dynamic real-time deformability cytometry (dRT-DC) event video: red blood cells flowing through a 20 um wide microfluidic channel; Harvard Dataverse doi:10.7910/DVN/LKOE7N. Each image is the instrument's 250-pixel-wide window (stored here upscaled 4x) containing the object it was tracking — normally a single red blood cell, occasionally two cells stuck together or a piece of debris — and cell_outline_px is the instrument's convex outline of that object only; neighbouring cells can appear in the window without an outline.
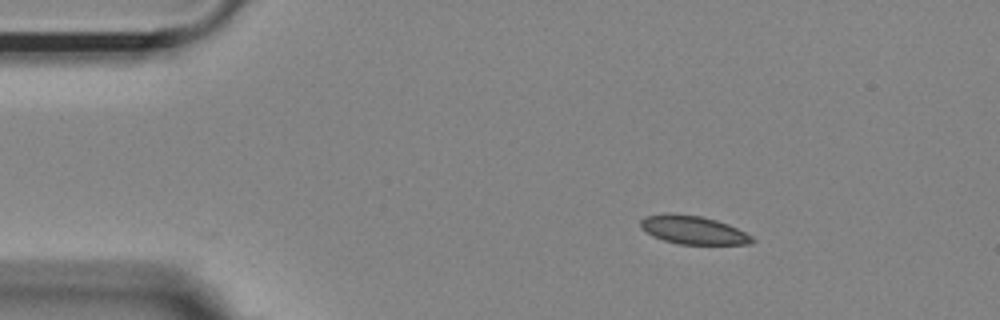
{"species": "Egyptian fruit bat (a non-hibernating species)", "species_latin": "Rousettus aegyptiacus", "temperature_condition": "room temperature", "stored_images_in_passage": 47, "camera_frame_rate_fps": 3000, "um_per_image_px": 0.085, "animal": {"sex": "female"}, "frame": {"image": 1, "passage_image": 1, "time_ms": 0.0, "image_size_px": [1000, 320], "cell_outline_px": [[756, 240], [752, 244], [680, 244], [664, 240], [652, 236], [640, 228], [640, 220], [644, 216], [700, 216], [716, 220], [728, 224], [752, 236]], "centroid_in_image_um": [58.97, 19.6], "position_along_channel_um": 26.0, "area_um2": 17.74}}
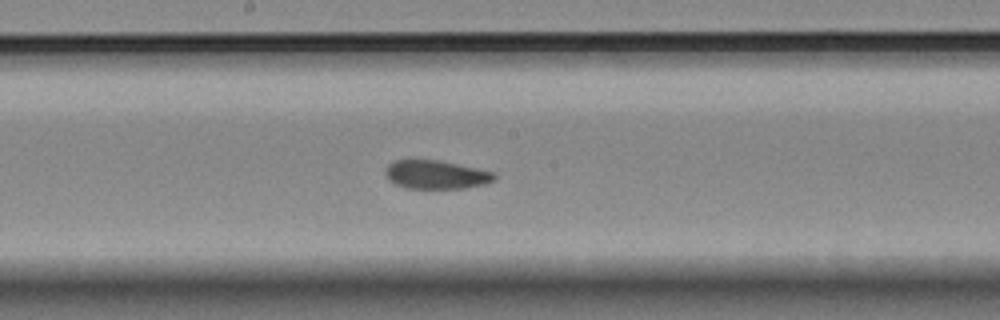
{"frame": {"image": 2, "passage_image": 21, "time_ms": 6.667, "image_size_px": [1000, 320], "cell_outline_px": [[496, 180], [484, 184], [464, 188], [404, 188], [388, 180], [384, 172], [384, 168], [392, 160], [440, 160], [496, 172]], "centroid_in_image_um": [37.05, 14.83], "position_along_channel_um": 211.1, "area_um2": 18.38}}
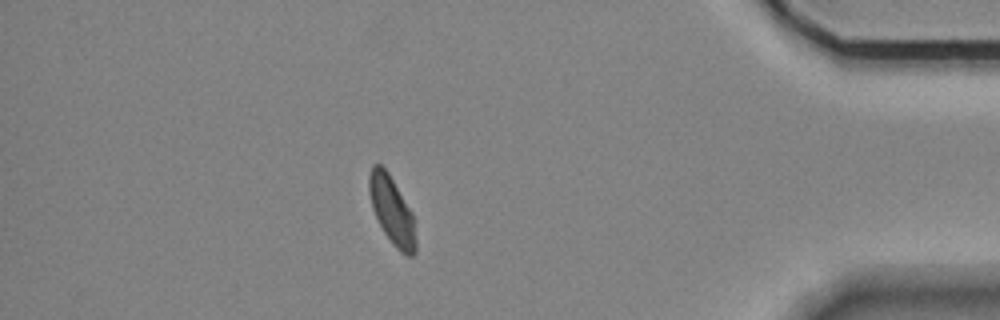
{"frame": {"image": 3, "passage_image": 40, "time_ms": 13.0, "image_size_px": [1000, 320], "cell_outline_px": [[416, 252], [412, 256], [404, 256], [392, 244], [384, 232], [372, 208], [368, 192], [368, 176], [372, 164], [380, 164], [388, 172], [412, 212], [416, 240]], "centroid_in_image_um": [33.3, 17.9], "position_along_channel_um": 401.9, "area_um2": 18.5}, "authors_computed_cell_mechanics": {"area_um2": 18.9006, "velocity_mm_per_s": 3.659, "shape_relaxation_time_tau1_ms": null, "shape_relaxation_time_tau2_ms": 2.6349, "deformation_change_tau1": null, "deformation_change_tau2": 0.056}}